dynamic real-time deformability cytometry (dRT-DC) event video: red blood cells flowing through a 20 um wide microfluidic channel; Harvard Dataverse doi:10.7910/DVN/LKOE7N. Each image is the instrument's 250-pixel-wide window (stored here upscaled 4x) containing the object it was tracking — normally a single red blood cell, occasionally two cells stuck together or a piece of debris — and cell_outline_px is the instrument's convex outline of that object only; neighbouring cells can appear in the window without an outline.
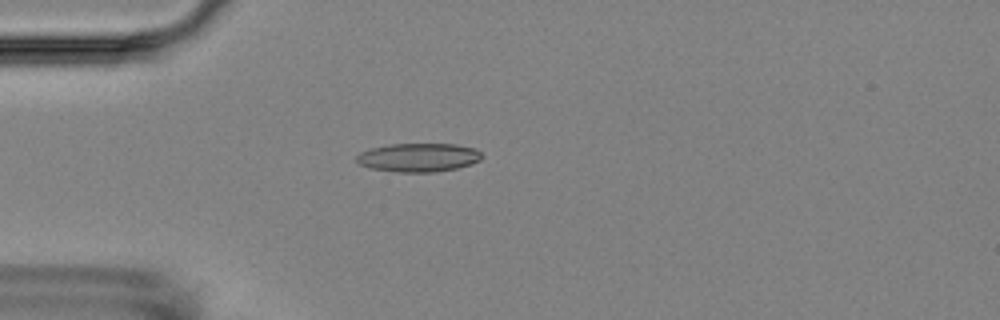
{"species": "Egyptian fruit bat (a non-hibernating species)", "species_latin": "Rousettus aegyptiacus", "temperature_condition": "room temperature", "stored_images_in_passage": 6, "camera_frame_rate_fps": 3000, "um_per_image_px": 0.085, "animal": {"sex": "female"}, "frame": {"image": 1, "passage_image": 5, "time_ms": 4.667, "image_size_px": [1000, 320], "cell_outline_px": [[484, 156], [480, 160], [472, 164], [456, 168], [436, 172], [396, 172], [368, 168], [360, 164], [356, 160], [356, 156], [360, 152], [372, 148], [388, 144], [456, 144], [476, 148]], "centroid_in_image_um": [35.59, 13.38], "position_along_channel_um": 49.4, "area_um2": 21.1}}